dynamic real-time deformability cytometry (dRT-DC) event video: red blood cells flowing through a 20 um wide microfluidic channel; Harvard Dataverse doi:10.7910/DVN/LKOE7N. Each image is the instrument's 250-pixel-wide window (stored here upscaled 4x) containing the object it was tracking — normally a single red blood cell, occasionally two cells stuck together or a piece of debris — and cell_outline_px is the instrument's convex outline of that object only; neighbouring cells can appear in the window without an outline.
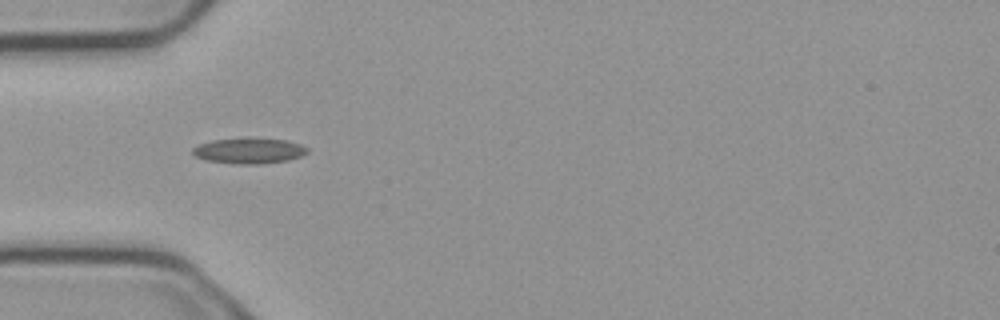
{"species": "common noctule bat (a hibernating species)", "species_latin": "Nyctalus noctula", "temperature_condition": "cold", "stored_images_in_passage": 4, "camera_frame_rate_fps": 3000, "um_per_image_px": 0.085, "animal": {"sex": "male", "body_mass_g": 23.1, "forearm_length_mm": 52.7}, "frame": {"image": 1, "passage_image": 4, "time_ms": 1.0, "image_size_px": [1000, 320], "cell_outline_px": [[308, 152], [300, 156], [288, 160], [256, 164], [236, 164], [204, 160], [196, 156], [192, 152], [192, 148], [200, 144], [212, 140], [256, 136], [284, 140], [300, 144], [308, 148]], "centroid_in_image_um": [21.16, 12.79], "position_along_channel_um": 63.8, "area_um2": 17.4}}